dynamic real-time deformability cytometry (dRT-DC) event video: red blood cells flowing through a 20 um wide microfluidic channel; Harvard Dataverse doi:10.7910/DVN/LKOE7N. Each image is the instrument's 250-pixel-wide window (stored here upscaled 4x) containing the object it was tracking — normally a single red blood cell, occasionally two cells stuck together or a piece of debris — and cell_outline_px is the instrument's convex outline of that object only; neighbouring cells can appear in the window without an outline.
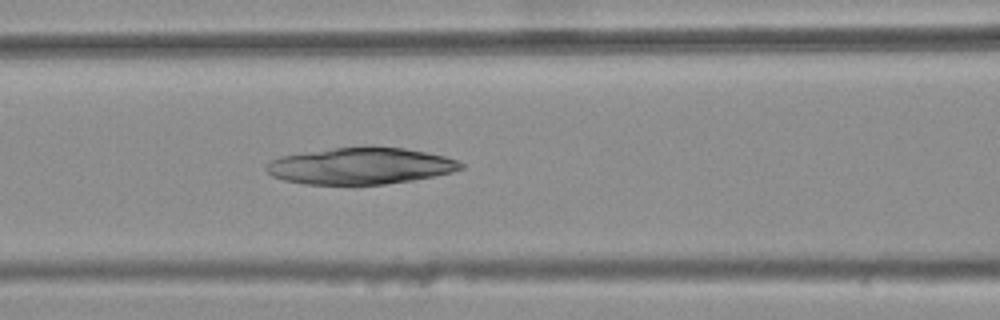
{"species": "common noctule bat (a hibernating species)", "species_latin": "Nyctalus noctula", "temperature_condition": "warm", "stored_images_in_passage": 45, "camera_frame_rate_fps": 3000, "um_per_image_px": 0.085, "animal": {"sex": "female", "body_mass_g": 25.1}, "frame": {"image": 1, "passage_image": 22, "time_ms": 7.0, "image_size_px": [1000, 320], "cell_outline_px": [[464, 168], [452, 172], [412, 180], [384, 184], [304, 184], [284, 180], [272, 176], [264, 168], [272, 160], [280, 156], [336, 148], [368, 144], [372, 144], [404, 148], [444, 156], [460, 160], [464, 164]], "centroid_in_image_um": [30.68, 14.08], "position_along_channel_um": 135.9, "area_um2": 41.79}}
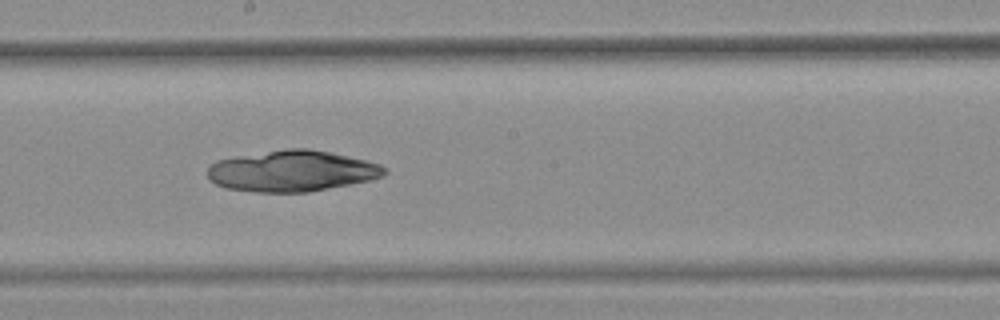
{"frame": {"image": 2, "passage_image": 29, "time_ms": 9.333, "image_size_px": [1000, 320], "cell_outline_px": [[388, 172], [384, 176], [368, 180], [308, 192], [256, 192], [228, 188], [216, 184], [208, 180], [208, 168], [216, 160], [236, 156], [288, 148], [308, 148], [328, 152], [364, 160], [380, 164], [388, 168]], "centroid_in_image_um": [24.81, 14.53], "position_along_channel_um": 223.4, "area_um2": 42.08}}
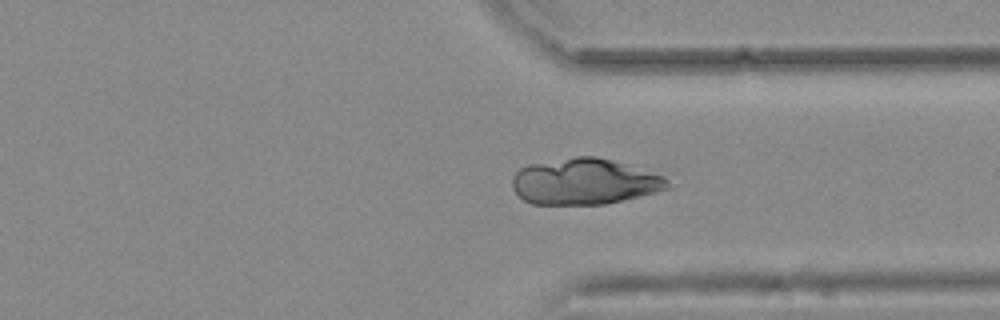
{"frame": {"image": 3, "passage_image": 40, "time_ms": 13.0, "image_size_px": [1000, 320], "cell_outline_px": [[672, 188], [640, 196], [604, 204], [532, 204], [524, 200], [512, 188], [512, 180], [516, 172], [520, 168], [528, 164], [576, 156], [596, 156], [612, 160], [664, 176], [668, 180]], "centroid_in_image_um": [49.68, 15.43], "position_along_channel_um": 361.7, "area_um2": 41.56}}